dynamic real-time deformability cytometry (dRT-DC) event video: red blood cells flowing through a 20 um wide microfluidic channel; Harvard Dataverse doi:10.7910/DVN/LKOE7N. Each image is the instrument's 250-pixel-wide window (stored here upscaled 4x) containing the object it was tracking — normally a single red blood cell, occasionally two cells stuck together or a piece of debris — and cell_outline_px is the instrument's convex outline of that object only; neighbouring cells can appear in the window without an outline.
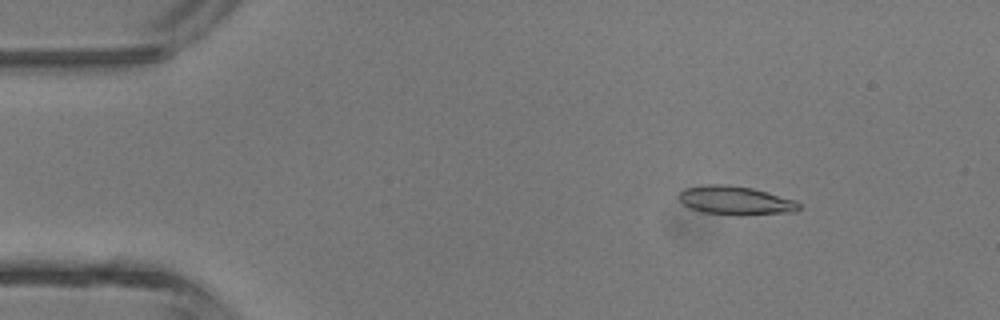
{"species": "common noctule bat (a hibernating species)", "species_latin": "Nyctalus noctula", "temperature_condition": "room temperature", "stored_images_in_passage": 4, "camera_frame_rate_fps": 3000, "um_per_image_px": 0.085, "animal": {"sex": "male", "body_mass_g": 13.3}, "frame": {"image": 1, "passage_image": 2, "time_ms": 1.0, "image_size_px": [1000, 320], "cell_outline_px": [[800, 208], [796, 212], [740, 216], [700, 212], [684, 204], [676, 196], [684, 188], [708, 184], [728, 184], [752, 188], [796, 200], [800, 204]], "centroid_in_image_um": [62.53, 17.05], "position_along_channel_um": 22.5, "area_um2": 20.4}}
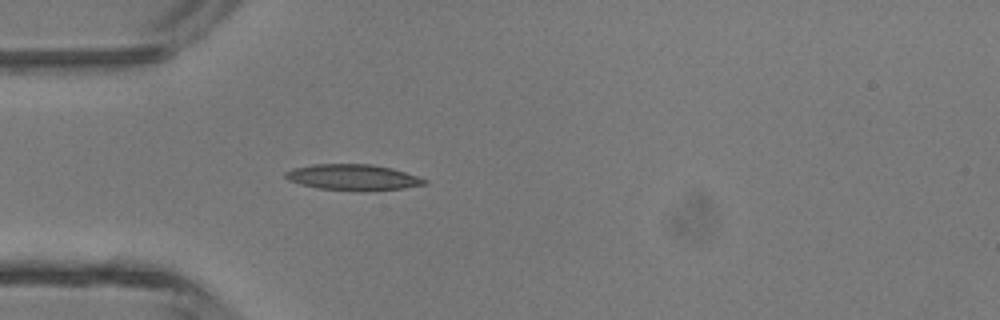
{"frame": {"image": 2, "passage_image": 4, "time_ms": 3.333, "image_size_px": [1000, 320], "cell_outline_px": [[428, 184], [404, 188], [316, 188], [300, 184], [288, 180], [284, 176], [284, 172], [292, 168], [312, 164], [372, 164], [392, 168], [428, 180]], "centroid_in_image_um": [29.94, 15.02], "position_along_channel_um": 55.1, "area_um2": 20.06}}